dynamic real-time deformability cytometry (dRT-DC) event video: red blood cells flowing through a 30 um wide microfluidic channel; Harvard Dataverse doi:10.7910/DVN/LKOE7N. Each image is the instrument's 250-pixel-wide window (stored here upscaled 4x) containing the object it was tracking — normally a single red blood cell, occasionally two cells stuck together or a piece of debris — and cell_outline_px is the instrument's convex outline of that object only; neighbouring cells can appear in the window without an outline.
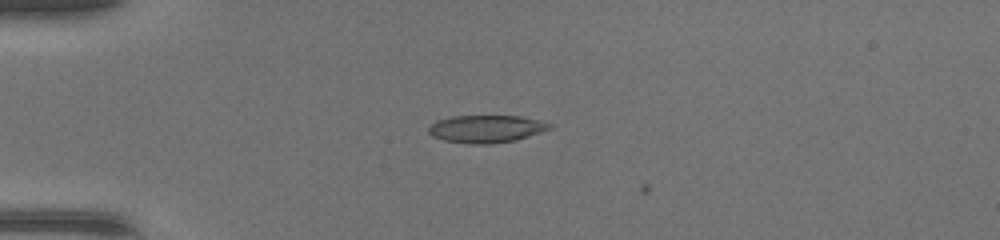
{"species": "common noctule bat (a hibernating species)", "species_latin": "Nyctalus noctula", "temperature_condition": "warm", "stored_images_in_passage": 9, "camera_frame_rate_fps": 3000, "um_per_image_px": 0.085, "animal": {"sex": "female", "body_mass_g": 17.0, "forearm_length_mm": 48.0}, "frame": {"image": 1, "passage_image": 8, "time_ms": 2.333, "image_size_px": [1000, 240], "cell_outline_px": [[552, 124], [548, 128], [540, 132], [516, 140], [488, 144], [472, 144], [444, 140], [432, 136], [428, 132], [428, 128], [436, 120], [452, 116], [520, 116], [540, 120]], "centroid_in_image_um": [41.29, 10.95], "position_along_channel_um": 43.7, "area_um2": 19.25}}